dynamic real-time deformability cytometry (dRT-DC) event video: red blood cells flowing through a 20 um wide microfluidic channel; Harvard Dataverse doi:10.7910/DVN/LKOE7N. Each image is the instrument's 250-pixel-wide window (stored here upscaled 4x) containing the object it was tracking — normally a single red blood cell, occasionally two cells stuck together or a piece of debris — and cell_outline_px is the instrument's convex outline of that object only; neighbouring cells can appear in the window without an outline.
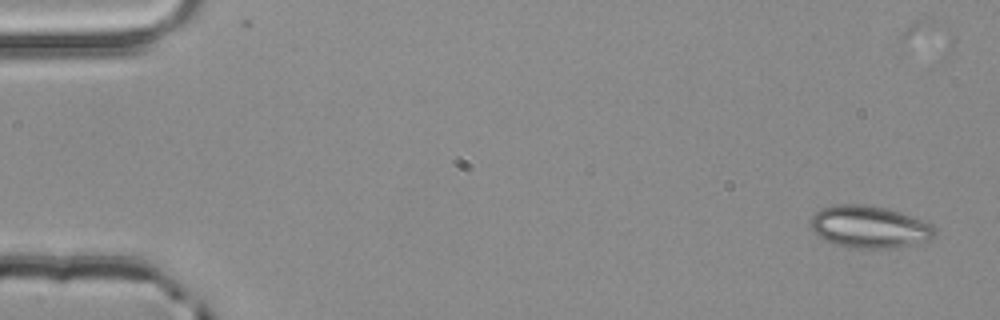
{"species": "common noctule bat (a hibernating species)", "species_latin": "Nyctalus noctula", "temperature_condition": "room temperature", "stored_images_in_passage": 5, "camera_frame_rate_fps": 3000, "um_per_image_px": 0.085, "animal": {"sex": "male", "body_mass_g": 20.4}, "frame": {"image": 1, "passage_image": 1, "time_ms": 0.0, "image_size_px": [1000, 320], "cell_outline_px": [[936, 236], [932, 240], [912, 244], [888, 248], [856, 248], [832, 244], [816, 236], [812, 232], [808, 220], [820, 208], [832, 204], [864, 204], [888, 208], [916, 216], [932, 224], [936, 228]], "centroid_in_image_um": [73.89, 19.27], "position_along_channel_um": 11.1, "area_um2": 31.39}}